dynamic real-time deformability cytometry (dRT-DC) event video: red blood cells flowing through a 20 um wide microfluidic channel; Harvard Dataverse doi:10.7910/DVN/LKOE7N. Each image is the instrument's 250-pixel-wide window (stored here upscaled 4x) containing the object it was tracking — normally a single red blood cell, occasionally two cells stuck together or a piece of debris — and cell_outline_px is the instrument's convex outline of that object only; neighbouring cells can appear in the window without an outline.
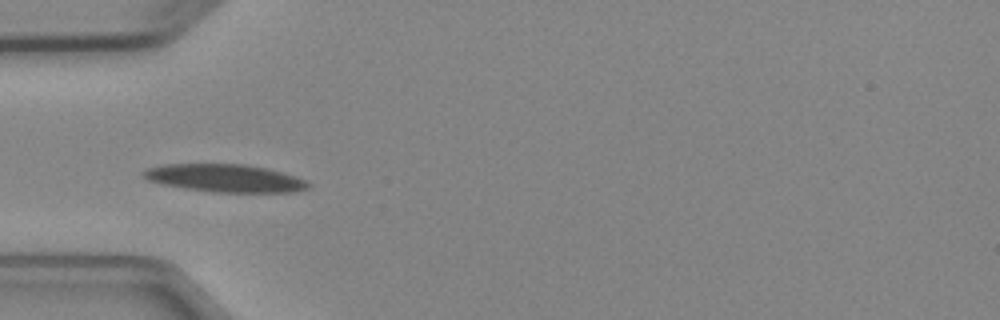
{"species": "Egyptian fruit bat (a non-hibernating species)", "species_latin": "Rousettus aegyptiacus", "temperature_condition": "cold", "stored_images_in_passage": 7, "camera_frame_rate_fps": 3000, "um_per_image_px": 0.085, "animal": {"sex": "female"}, "frame": {"image": 1, "passage_image": 4, "time_ms": 3.667, "image_size_px": [1000, 320], "cell_outline_px": [[312, 184], [308, 188], [296, 192], [212, 192], [184, 188], [164, 184], [148, 180], [140, 172], [144, 168], [164, 164], [244, 164], [268, 168], [304, 180]], "centroid_in_image_um": [19.09, 15.14], "position_along_channel_um": 65.9, "area_um2": 26.65}}